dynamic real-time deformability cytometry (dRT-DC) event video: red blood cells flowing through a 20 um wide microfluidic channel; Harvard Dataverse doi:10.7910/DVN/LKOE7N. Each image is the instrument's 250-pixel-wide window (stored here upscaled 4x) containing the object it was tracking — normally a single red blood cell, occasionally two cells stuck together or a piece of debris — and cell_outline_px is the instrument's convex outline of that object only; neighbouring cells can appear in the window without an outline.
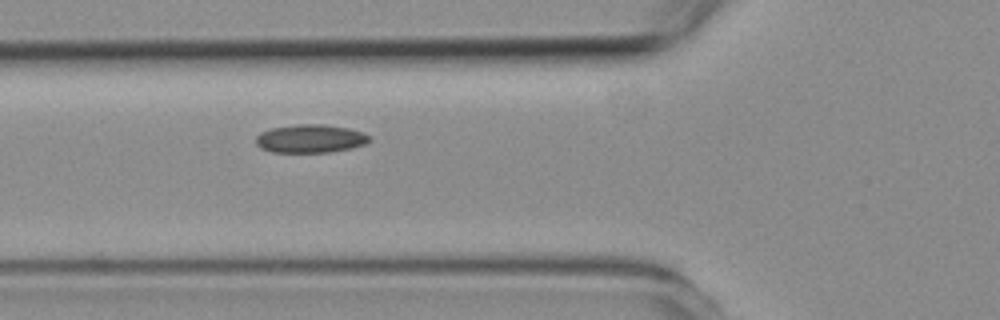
{"species": "common noctule bat (a hibernating species)", "species_latin": "Nyctalus noctula", "temperature_condition": "room temperature", "stored_images_in_passage": 4, "camera_frame_rate_fps": 3000, "um_per_image_px": 0.085, "animal": {"sex": "female", "body_mass_g": 19.3, "forearm_length_mm": 54.1}, "frame": {"image": 1, "passage_image": 4, "time_ms": 4.333, "image_size_px": [1000, 320], "cell_outline_px": [[372, 140], [364, 144], [352, 148], [328, 152], [272, 152], [260, 148], [256, 144], [256, 136], [260, 132], [272, 128], [296, 124], [324, 124], [348, 128], [364, 132]], "centroid_in_image_um": [26.37, 11.78], "position_along_channel_um": 99.4, "area_um2": 18.79}}